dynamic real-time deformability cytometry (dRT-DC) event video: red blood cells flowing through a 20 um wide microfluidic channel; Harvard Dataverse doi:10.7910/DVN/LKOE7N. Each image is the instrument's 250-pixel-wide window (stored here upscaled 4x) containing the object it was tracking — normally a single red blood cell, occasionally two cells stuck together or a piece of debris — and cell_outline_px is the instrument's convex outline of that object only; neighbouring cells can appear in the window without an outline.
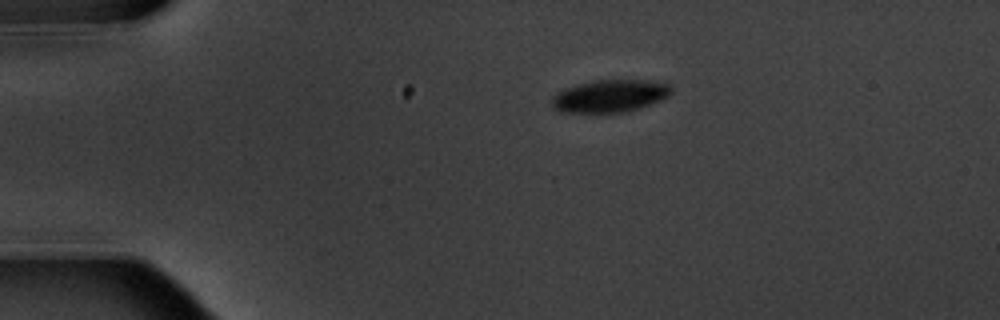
{"species": "common noctule bat (a hibernating species)", "species_latin": "Nyctalus noctula", "temperature_condition": "warm", "stored_images_in_passage": 8, "camera_frame_rate_fps": 3000, "um_per_image_px": 0.085, "animal": {"sex": "male", "body_mass_g": 20.1, "forearm_length_mm": 53.5}, "frame": {"image": 1, "passage_image": 1, "time_ms": 0.0, "image_size_px": [1000, 320], "cell_outline_px": [[672, 92], [668, 96], [660, 100], [640, 108], [624, 112], [560, 112], [552, 104], [552, 96], [564, 88], [596, 80], [644, 80], [668, 84], [672, 88]], "centroid_in_image_um": [51.85, 8.16], "position_along_channel_um": 33.2, "area_um2": 22.31}}
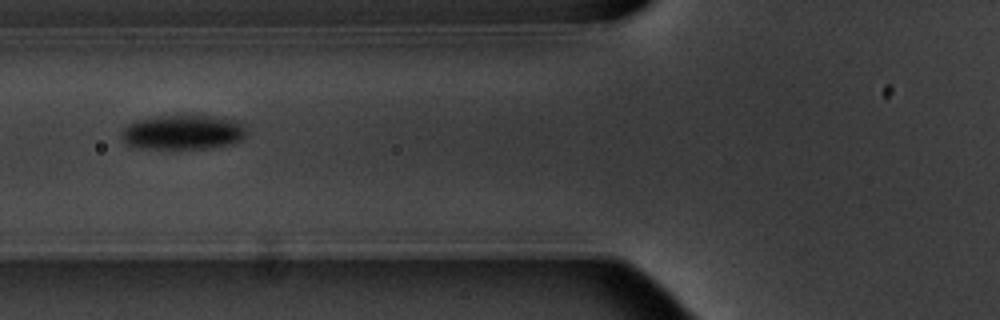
{"frame": {"image": 2, "passage_image": 4, "time_ms": 3.667, "image_size_px": [1000, 320], "cell_outline_px": [[244, 136], [240, 140], [232, 144], [204, 148], [144, 148], [128, 144], [124, 140], [124, 128], [128, 124], [140, 120], [156, 116], [184, 112], [240, 120], [244, 124]], "centroid_in_image_um": [15.62, 11.18], "position_along_channel_um": 110.2, "area_um2": 25.49}}
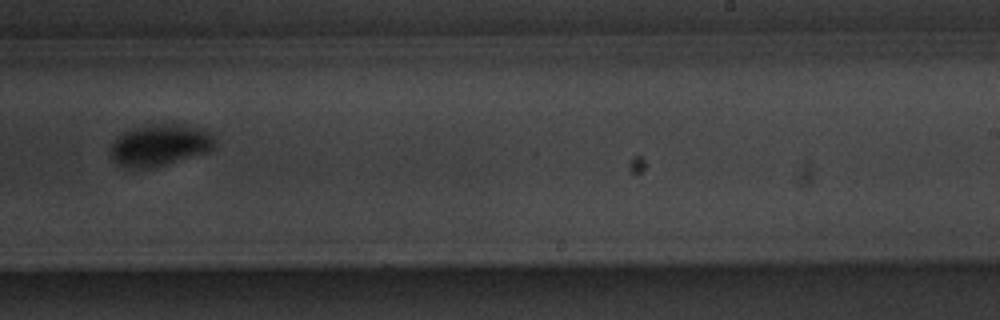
{"frame": {"image": 3, "passage_image": 8, "time_ms": 8.333, "image_size_px": [1000, 320], "cell_outline_px": [[216, 144], [208, 152], [156, 168], [128, 168], [116, 164], [112, 160], [112, 140], [124, 132], [148, 124], [188, 124], [208, 128], [216, 140]], "centroid_in_image_um": [13.65, 12.33], "position_along_channel_um": 275.3, "area_um2": 25.95}}